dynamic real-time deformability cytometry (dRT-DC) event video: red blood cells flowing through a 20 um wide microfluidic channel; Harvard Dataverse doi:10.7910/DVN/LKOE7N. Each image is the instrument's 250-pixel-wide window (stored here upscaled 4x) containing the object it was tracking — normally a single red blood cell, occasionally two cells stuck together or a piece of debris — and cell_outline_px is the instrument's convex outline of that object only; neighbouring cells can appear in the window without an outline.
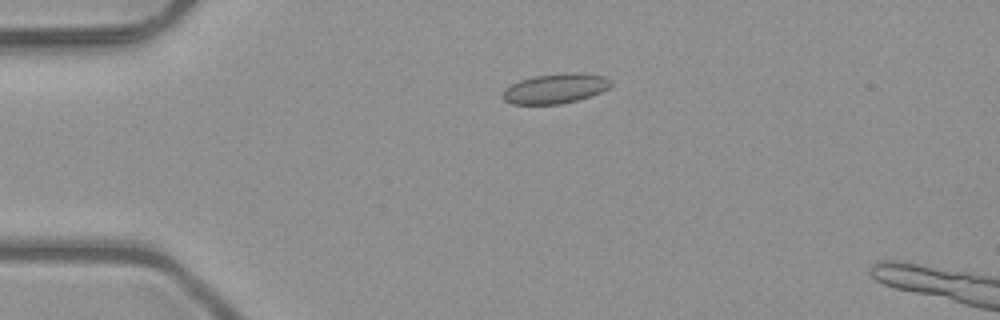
{"species": "common noctule bat (a hibernating species)", "species_latin": "Nyctalus noctula", "temperature_condition": "room temperature", "stored_images_in_passage": 2, "camera_frame_rate_fps": 3000, "um_per_image_px": 0.085, "animal": {"sex": "male", "body_mass_g": 23.1, "forearm_length_mm": 52.7}, "frame": {"image": 1, "passage_image": 1, "time_ms": 0.0, "image_size_px": [1000, 320], "cell_outline_px": [[612, 84], [608, 88], [600, 92], [576, 100], [560, 104], [512, 104], [504, 100], [500, 96], [504, 88], [520, 80], [532, 76], [572, 72], [580, 72], [604, 76], [612, 80]], "centroid_in_image_um": [47.17, 7.51], "position_along_channel_um": 37.8, "area_um2": 18.9}}